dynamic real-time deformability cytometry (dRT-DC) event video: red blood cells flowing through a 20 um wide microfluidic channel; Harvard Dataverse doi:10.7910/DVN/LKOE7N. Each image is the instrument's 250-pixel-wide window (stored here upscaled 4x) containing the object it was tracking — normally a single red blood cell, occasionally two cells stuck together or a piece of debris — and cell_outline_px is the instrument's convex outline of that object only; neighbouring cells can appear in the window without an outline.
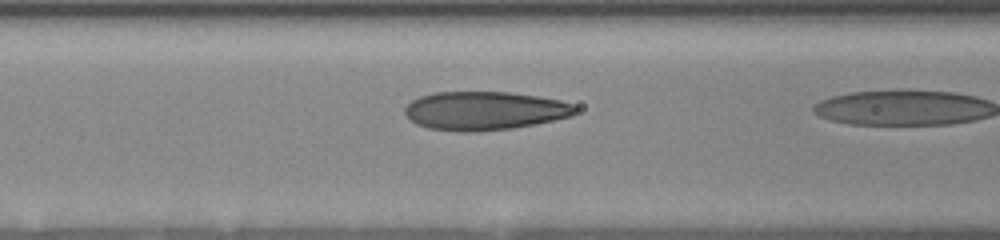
{"species": "human", "species_latin": "Homo sapiens", "temperature_condition": "room temperature", "stored_images_in_passage": 20, "camera_frame_rate_fps": 3000, "um_per_image_px": 0.085, "donor": {"sex": "female"}, "frame": {"image": 1, "passage_image": 18, "time_ms": 6.0, "image_size_px": [1000, 240], "cell_outline_px": [[576, 112], [572, 116], [512, 128], [476, 132], [460, 132], [428, 128], [416, 124], [404, 112], [404, 108], [412, 100], [420, 96], [436, 92], [508, 92], [536, 96], [560, 100], [572, 104], [576, 108]], "centroid_in_image_um": [41.16, 9.41], "position_along_channel_um": 125.4, "area_um2": 38.15}}